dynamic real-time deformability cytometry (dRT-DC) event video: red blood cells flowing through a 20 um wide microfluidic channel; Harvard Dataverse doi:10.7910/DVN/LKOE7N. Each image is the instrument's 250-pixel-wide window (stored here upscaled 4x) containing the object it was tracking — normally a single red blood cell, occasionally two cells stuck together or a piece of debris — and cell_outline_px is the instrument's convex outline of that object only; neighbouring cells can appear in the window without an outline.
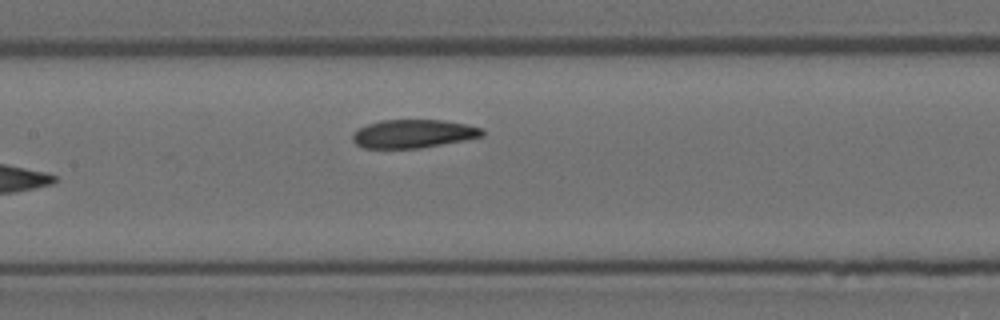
{"species": "Egyptian fruit bat (a non-hibernating species)", "species_latin": "Rousettus aegyptiacus", "temperature_condition": "room temperature", "stored_images_in_passage": 7, "camera_frame_rate_fps": 3000, "um_per_image_px": 0.085, "animal": {"sex": "female"}, "frame": {"image": 1, "passage_image": 7, "time_ms": 2.0, "image_size_px": [1000, 320], "cell_outline_px": [[484, 136], [464, 140], [420, 148], [364, 148], [356, 144], [352, 140], [352, 132], [368, 124], [380, 120], [440, 120], [468, 124], [484, 128]], "centroid_in_image_um": [35.14, 11.36], "position_along_channel_um": 172.3, "area_um2": 21.5}}